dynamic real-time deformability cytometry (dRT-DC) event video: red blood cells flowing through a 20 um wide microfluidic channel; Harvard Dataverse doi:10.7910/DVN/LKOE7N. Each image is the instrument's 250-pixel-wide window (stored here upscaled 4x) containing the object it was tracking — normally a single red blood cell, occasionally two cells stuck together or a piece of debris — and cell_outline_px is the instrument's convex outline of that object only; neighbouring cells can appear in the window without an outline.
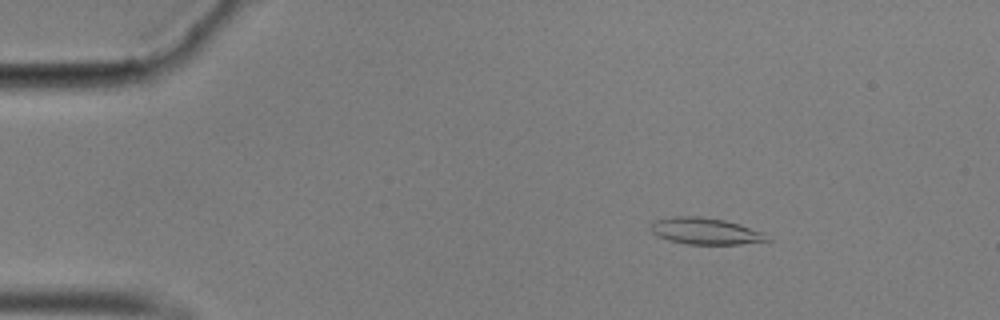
{"species": "common noctule bat (a hibernating species)", "species_latin": "Nyctalus noctula", "temperature_condition": "cold", "stored_images_in_passage": 57, "camera_frame_rate_fps": 3000, "um_per_image_px": 0.085, "animal": {"sex": "male", "body_mass_g": 17.9}, "frame": {"image": 1, "passage_image": 9, "time_ms": 2.667, "image_size_px": [1000, 320], "cell_outline_px": [[772, 240], [740, 244], [688, 244], [668, 240], [656, 236], [652, 232], [652, 224], [656, 220], [676, 216], [700, 216], [724, 220], [740, 224], [764, 232]], "centroid_in_image_um": [59.99, 19.65], "position_along_channel_um": 25.0, "area_um2": 17.98}}
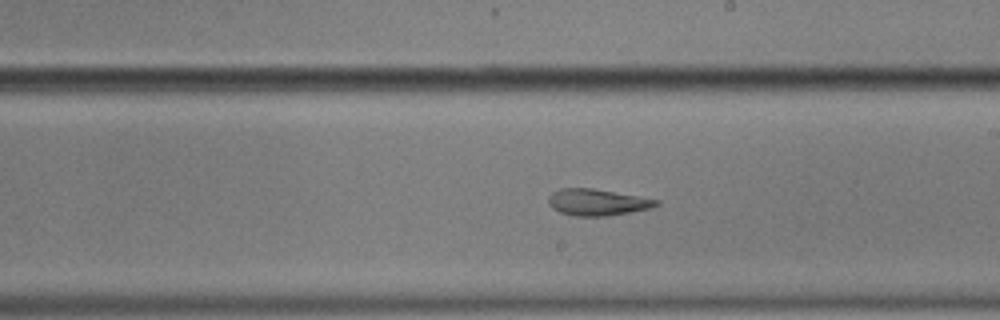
{"frame": {"image": 2, "passage_image": 33, "time_ms": 10.667, "image_size_px": [1000, 320], "cell_outline_px": [[660, 204], [652, 208], [608, 216], [576, 216], [560, 212], [552, 208], [548, 204], [548, 196], [552, 192], [560, 188], [592, 188], [660, 200]], "centroid_in_image_um": [50.76, 17.19], "position_along_channel_um": 238.2, "area_um2": 16.7}}
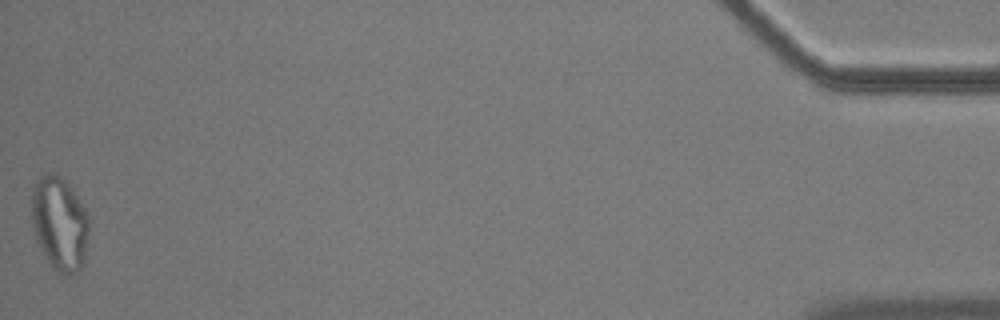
{"frame": {"image": 3, "passage_image": 57, "time_ms": 18.667, "image_size_px": [1000, 320], "cell_outline_px": [[92, 216], [84, 264], [72, 276], [68, 276], [52, 268], [44, 256], [36, 240], [32, 224], [32, 188], [36, 180], [44, 172], [56, 172], [68, 184]], "centroid_in_image_um": [5.1, 18.99], "position_along_channel_um": 430.1, "area_um2": 32.37}, "authors_computed_cell_mechanics": {"area_um2": 18.2648, "velocity_mm_per_s": 3.5386, "shape_relaxation_time_tau1_ms": null, "shape_relaxation_time_tau2_ms": 2.8119, "deformation_change_tau1": null, "deformation_change_tau2": 0.1012}}